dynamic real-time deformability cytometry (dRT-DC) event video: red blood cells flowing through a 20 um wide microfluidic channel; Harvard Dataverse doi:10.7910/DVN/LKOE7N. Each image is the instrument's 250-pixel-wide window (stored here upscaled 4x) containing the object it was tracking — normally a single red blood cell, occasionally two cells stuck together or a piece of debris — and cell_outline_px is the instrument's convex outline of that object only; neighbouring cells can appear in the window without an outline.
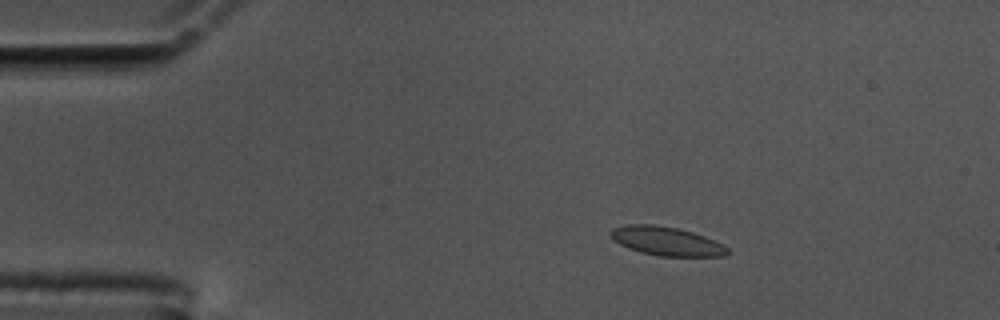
{"species": "common noctule bat (a hibernating species)", "species_latin": "Nyctalus noctula", "temperature_condition": "cold", "stored_images_in_passage": 59, "camera_frame_rate_fps": 3000, "um_per_image_px": 0.085, "animal": {"sex": "male", "body_mass_g": 17.5, "forearm_length_mm": 52.3}, "frame": {"image": 1, "passage_image": 10, "time_ms": 3.0, "image_size_px": [1000, 320], "cell_outline_px": [[732, 252], [724, 256], [660, 256], [640, 252], [628, 248], [612, 240], [608, 232], [612, 228], [628, 224], [652, 224], [680, 228], [704, 236], [724, 244]], "centroid_in_image_um": [56.65, 20.49], "position_along_channel_um": 28.4, "area_um2": 19.88}}
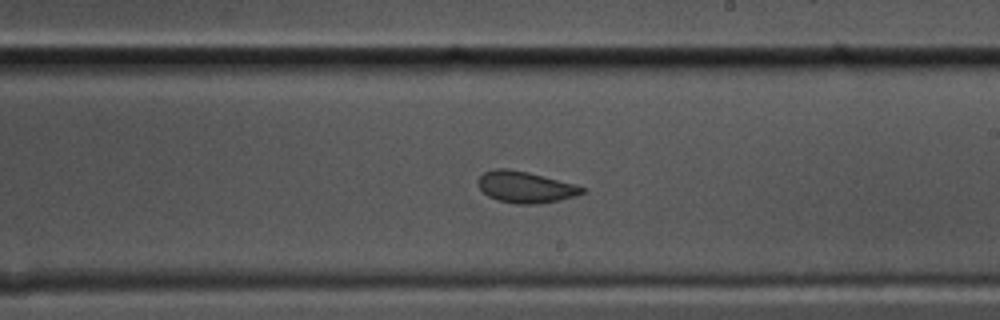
{"frame": {"image": 2, "passage_image": 34, "time_ms": 11.0, "image_size_px": [1000, 320], "cell_outline_px": [[588, 188], [584, 192], [560, 200], [536, 204], [516, 204], [496, 200], [488, 196], [480, 188], [476, 180], [484, 172], [496, 168], [508, 168], [528, 172], [576, 184]], "centroid_in_image_um": [44.65, 15.9], "position_along_channel_um": 244.4, "area_um2": 19.13}}
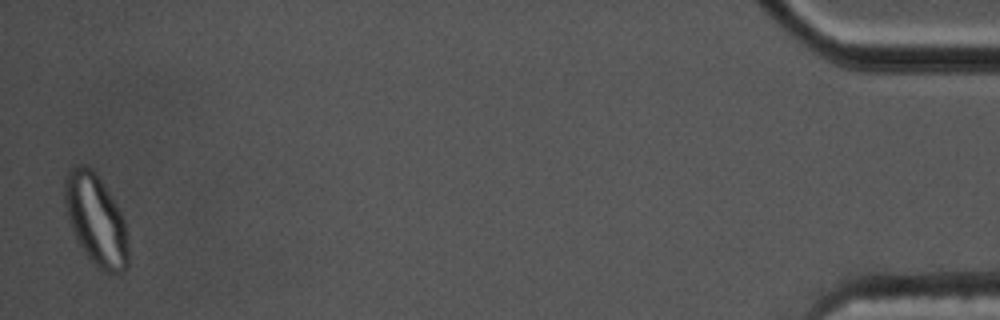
{"frame": {"image": 3, "passage_image": 58, "time_ms": 19.0, "image_size_px": [1000, 320], "cell_outline_px": [[128, 268], [124, 272], [100, 272], [96, 268], [84, 252], [76, 240], [68, 220], [64, 200], [64, 180], [72, 164], [84, 164], [92, 168], [96, 172], [120, 212], [124, 220], [128, 248]], "centroid_in_image_um": [8.12, 18.69], "position_along_channel_um": 427.1, "area_um2": 33.93}, "authors_computed_cell_mechanics": {"area_um2": 19.3052, "velocity_mm_per_s": 3.4083, "shape_relaxation_time_tau1_ms": 7.28, "shape_relaxation_time_tau2_ms": 0.8805, "deformation_change_tau1": 0.1778, "deformation_change_tau2": 0.0624}}